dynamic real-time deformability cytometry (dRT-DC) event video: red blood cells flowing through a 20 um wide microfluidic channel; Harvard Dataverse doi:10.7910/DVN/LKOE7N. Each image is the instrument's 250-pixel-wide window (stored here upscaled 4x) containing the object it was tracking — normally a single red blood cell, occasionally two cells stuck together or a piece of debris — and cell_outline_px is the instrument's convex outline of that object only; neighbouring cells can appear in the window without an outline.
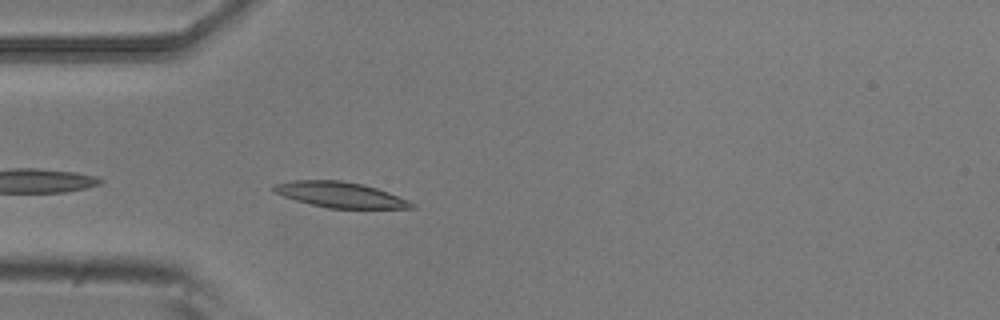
{"species": "common noctule bat (a hibernating species)", "species_latin": "Nyctalus noctula", "temperature_condition": "room temperature", "stored_images_in_passage": 4, "camera_frame_rate_fps": 3000, "um_per_image_px": 0.085, "animal": {"sex": "male", "body_mass_g": 20.5, "forearm_length_mm": 52.5}, "frame": {"image": 1, "passage_image": 4, "time_ms": 1.0, "image_size_px": [1000, 320], "cell_outline_px": [[416, 208], [328, 208], [296, 200], [284, 196], [276, 192], [272, 188], [272, 184], [292, 180], [340, 180], [364, 184], [388, 192], [408, 200], [416, 204]], "centroid_in_image_um": [28.92, 16.54], "position_along_channel_um": 56.1, "area_um2": 20.4}}